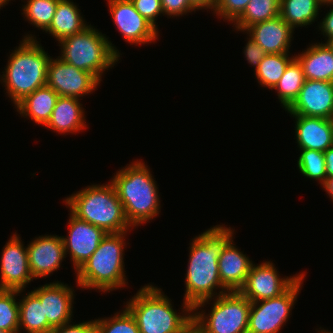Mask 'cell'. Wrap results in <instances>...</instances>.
Segmentation results:
<instances>
[{
	"mask_svg": "<svg viewBox=\"0 0 333 333\" xmlns=\"http://www.w3.org/2000/svg\"><path fill=\"white\" fill-rule=\"evenodd\" d=\"M232 229L216 225L191 240L183 300L192 308L201 301L229 292L220 281L218 258L235 238Z\"/></svg>",
	"mask_w": 333,
	"mask_h": 333,
	"instance_id": "6da1fadb",
	"label": "cell"
},
{
	"mask_svg": "<svg viewBox=\"0 0 333 333\" xmlns=\"http://www.w3.org/2000/svg\"><path fill=\"white\" fill-rule=\"evenodd\" d=\"M130 163L119 169L110 182L123 204L129 224L137 228L160 214L161 203L159 187L148 165L140 159Z\"/></svg>",
	"mask_w": 333,
	"mask_h": 333,
	"instance_id": "7a4b0ae2",
	"label": "cell"
},
{
	"mask_svg": "<svg viewBox=\"0 0 333 333\" xmlns=\"http://www.w3.org/2000/svg\"><path fill=\"white\" fill-rule=\"evenodd\" d=\"M161 288L147 284L126 302L140 333H185L193 321L192 307L183 300L182 312L174 310Z\"/></svg>",
	"mask_w": 333,
	"mask_h": 333,
	"instance_id": "3957f363",
	"label": "cell"
},
{
	"mask_svg": "<svg viewBox=\"0 0 333 333\" xmlns=\"http://www.w3.org/2000/svg\"><path fill=\"white\" fill-rule=\"evenodd\" d=\"M12 51L0 78L15 106L24 97L46 85L51 56L32 34H25L19 46Z\"/></svg>",
	"mask_w": 333,
	"mask_h": 333,
	"instance_id": "277c9868",
	"label": "cell"
},
{
	"mask_svg": "<svg viewBox=\"0 0 333 333\" xmlns=\"http://www.w3.org/2000/svg\"><path fill=\"white\" fill-rule=\"evenodd\" d=\"M63 202L78 219L102 228L107 234L130 232L133 229L110 181L105 185H88L65 197Z\"/></svg>",
	"mask_w": 333,
	"mask_h": 333,
	"instance_id": "5b68a950",
	"label": "cell"
},
{
	"mask_svg": "<svg viewBox=\"0 0 333 333\" xmlns=\"http://www.w3.org/2000/svg\"><path fill=\"white\" fill-rule=\"evenodd\" d=\"M126 235L127 232L108 233L101 240L96 251L75 272L77 287L110 293L128 285L124 269Z\"/></svg>",
	"mask_w": 333,
	"mask_h": 333,
	"instance_id": "8992f818",
	"label": "cell"
},
{
	"mask_svg": "<svg viewBox=\"0 0 333 333\" xmlns=\"http://www.w3.org/2000/svg\"><path fill=\"white\" fill-rule=\"evenodd\" d=\"M105 34L89 24L82 32L60 42L64 62L93 74L100 82L106 70L117 64L120 52Z\"/></svg>",
	"mask_w": 333,
	"mask_h": 333,
	"instance_id": "52a82bcc",
	"label": "cell"
},
{
	"mask_svg": "<svg viewBox=\"0 0 333 333\" xmlns=\"http://www.w3.org/2000/svg\"><path fill=\"white\" fill-rule=\"evenodd\" d=\"M211 300V310L206 314L204 306ZM250 305L239 291H229L196 304L192 325L199 333H247Z\"/></svg>",
	"mask_w": 333,
	"mask_h": 333,
	"instance_id": "ba28073f",
	"label": "cell"
},
{
	"mask_svg": "<svg viewBox=\"0 0 333 333\" xmlns=\"http://www.w3.org/2000/svg\"><path fill=\"white\" fill-rule=\"evenodd\" d=\"M306 273L280 296L251 302L247 333H279L291 317L290 315L301 292Z\"/></svg>",
	"mask_w": 333,
	"mask_h": 333,
	"instance_id": "9c48e42d",
	"label": "cell"
},
{
	"mask_svg": "<svg viewBox=\"0 0 333 333\" xmlns=\"http://www.w3.org/2000/svg\"><path fill=\"white\" fill-rule=\"evenodd\" d=\"M101 82L91 73L64 62L60 57L50 59L46 84L59 96L79 99L89 95Z\"/></svg>",
	"mask_w": 333,
	"mask_h": 333,
	"instance_id": "30bf717a",
	"label": "cell"
},
{
	"mask_svg": "<svg viewBox=\"0 0 333 333\" xmlns=\"http://www.w3.org/2000/svg\"><path fill=\"white\" fill-rule=\"evenodd\" d=\"M281 277L272 261L253 263L239 292L250 302L275 298L284 293L302 274Z\"/></svg>",
	"mask_w": 333,
	"mask_h": 333,
	"instance_id": "8fae6325",
	"label": "cell"
},
{
	"mask_svg": "<svg viewBox=\"0 0 333 333\" xmlns=\"http://www.w3.org/2000/svg\"><path fill=\"white\" fill-rule=\"evenodd\" d=\"M107 2L113 23L130 45L154 43L159 39V31L135 9L130 0Z\"/></svg>",
	"mask_w": 333,
	"mask_h": 333,
	"instance_id": "7c38bea8",
	"label": "cell"
},
{
	"mask_svg": "<svg viewBox=\"0 0 333 333\" xmlns=\"http://www.w3.org/2000/svg\"><path fill=\"white\" fill-rule=\"evenodd\" d=\"M0 258V289L23 290L33 281L27 247L15 232L3 247Z\"/></svg>",
	"mask_w": 333,
	"mask_h": 333,
	"instance_id": "4fadbf2b",
	"label": "cell"
},
{
	"mask_svg": "<svg viewBox=\"0 0 333 333\" xmlns=\"http://www.w3.org/2000/svg\"><path fill=\"white\" fill-rule=\"evenodd\" d=\"M68 220V235L62 236L65 255H70L76 272L96 251L107 233L86 221L78 219L71 212Z\"/></svg>",
	"mask_w": 333,
	"mask_h": 333,
	"instance_id": "5bb4252c",
	"label": "cell"
},
{
	"mask_svg": "<svg viewBox=\"0 0 333 333\" xmlns=\"http://www.w3.org/2000/svg\"><path fill=\"white\" fill-rule=\"evenodd\" d=\"M290 115L333 119V82L307 80L286 110Z\"/></svg>",
	"mask_w": 333,
	"mask_h": 333,
	"instance_id": "9a60e30c",
	"label": "cell"
},
{
	"mask_svg": "<svg viewBox=\"0 0 333 333\" xmlns=\"http://www.w3.org/2000/svg\"><path fill=\"white\" fill-rule=\"evenodd\" d=\"M43 305L44 316L52 327L72 322L74 289L63 282L54 281L31 291Z\"/></svg>",
	"mask_w": 333,
	"mask_h": 333,
	"instance_id": "2e32d148",
	"label": "cell"
},
{
	"mask_svg": "<svg viewBox=\"0 0 333 333\" xmlns=\"http://www.w3.org/2000/svg\"><path fill=\"white\" fill-rule=\"evenodd\" d=\"M27 253L30 272L35 280L53 274L67 257L62 236L59 235L35 237L27 245Z\"/></svg>",
	"mask_w": 333,
	"mask_h": 333,
	"instance_id": "e0dca14e",
	"label": "cell"
},
{
	"mask_svg": "<svg viewBox=\"0 0 333 333\" xmlns=\"http://www.w3.org/2000/svg\"><path fill=\"white\" fill-rule=\"evenodd\" d=\"M244 32L257 42L267 54L290 53L294 29L280 15L267 21L255 23Z\"/></svg>",
	"mask_w": 333,
	"mask_h": 333,
	"instance_id": "ac0fdd59",
	"label": "cell"
},
{
	"mask_svg": "<svg viewBox=\"0 0 333 333\" xmlns=\"http://www.w3.org/2000/svg\"><path fill=\"white\" fill-rule=\"evenodd\" d=\"M291 116L295 118V139L299 149L325 152L333 146V119Z\"/></svg>",
	"mask_w": 333,
	"mask_h": 333,
	"instance_id": "d6986e66",
	"label": "cell"
},
{
	"mask_svg": "<svg viewBox=\"0 0 333 333\" xmlns=\"http://www.w3.org/2000/svg\"><path fill=\"white\" fill-rule=\"evenodd\" d=\"M232 239L218 258L219 277L228 291H239L251 270L253 261L236 247Z\"/></svg>",
	"mask_w": 333,
	"mask_h": 333,
	"instance_id": "ffe728a7",
	"label": "cell"
},
{
	"mask_svg": "<svg viewBox=\"0 0 333 333\" xmlns=\"http://www.w3.org/2000/svg\"><path fill=\"white\" fill-rule=\"evenodd\" d=\"M80 99L59 96L50 120L44 126L58 134H75L86 130L85 108Z\"/></svg>",
	"mask_w": 333,
	"mask_h": 333,
	"instance_id": "44dd1931",
	"label": "cell"
},
{
	"mask_svg": "<svg viewBox=\"0 0 333 333\" xmlns=\"http://www.w3.org/2000/svg\"><path fill=\"white\" fill-rule=\"evenodd\" d=\"M295 58L303 68L305 79L333 82V53L326 43L310 44Z\"/></svg>",
	"mask_w": 333,
	"mask_h": 333,
	"instance_id": "7402d4cb",
	"label": "cell"
},
{
	"mask_svg": "<svg viewBox=\"0 0 333 333\" xmlns=\"http://www.w3.org/2000/svg\"><path fill=\"white\" fill-rule=\"evenodd\" d=\"M59 95L47 84L36 89L15 105L20 116L45 126L50 120Z\"/></svg>",
	"mask_w": 333,
	"mask_h": 333,
	"instance_id": "603a6c76",
	"label": "cell"
},
{
	"mask_svg": "<svg viewBox=\"0 0 333 333\" xmlns=\"http://www.w3.org/2000/svg\"><path fill=\"white\" fill-rule=\"evenodd\" d=\"M80 11L73 0H59L52 22L45 33H49L60 42L67 37L82 32L89 25L83 19Z\"/></svg>",
	"mask_w": 333,
	"mask_h": 333,
	"instance_id": "cb8c5ba5",
	"label": "cell"
},
{
	"mask_svg": "<svg viewBox=\"0 0 333 333\" xmlns=\"http://www.w3.org/2000/svg\"><path fill=\"white\" fill-rule=\"evenodd\" d=\"M19 301V333H49L53 328L44 316L43 305L30 291Z\"/></svg>",
	"mask_w": 333,
	"mask_h": 333,
	"instance_id": "d4e9b609",
	"label": "cell"
},
{
	"mask_svg": "<svg viewBox=\"0 0 333 333\" xmlns=\"http://www.w3.org/2000/svg\"><path fill=\"white\" fill-rule=\"evenodd\" d=\"M322 6L320 0H280L279 15L295 30L297 27H306L317 21Z\"/></svg>",
	"mask_w": 333,
	"mask_h": 333,
	"instance_id": "484cf974",
	"label": "cell"
},
{
	"mask_svg": "<svg viewBox=\"0 0 333 333\" xmlns=\"http://www.w3.org/2000/svg\"><path fill=\"white\" fill-rule=\"evenodd\" d=\"M303 68L296 58L286 67L279 82L273 87L277 91L278 100L286 111L297 99L304 84Z\"/></svg>",
	"mask_w": 333,
	"mask_h": 333,
	"instance_id": "4316f807",
	"label": "cell"
},
{
	"mask_svg": "<svg viewBox=\"0 0 333 333\" xmlns=\"http://www.w3.org/2000/svg\"><path fill=\"white\" fill-rule=\"evenodd\" d=\"M280 14V0H250L244 12L232 23L244 32L251 25L275 18Z\"/></svg>",
	"mask_w": 333,
	"mask_h": 333,
	"instance_id": "83f0119b",
	"label": "cell"
},
{
	"mask_svg": "<svg viewBox=\"0 0 333 333\" xmlns=\"http://www.w3.org/2000/svg\"><path fill=\"white\" fill-rule=\"evenodd\" d=\"M290 53L267 54L255 71V78L262 87L273 89L279 82L288 64L295 58Z\"/></svg>",
	"mask_w": 333,
	"mask_h": 333,
	"instance_id": "f1b7e54d",
	"label": "cell"
},
{
	"mask_svg": "<svg viewBox=\"0 0 333 333\" xmlns=\"http://www.w3.org/2000/svg\"><path fill=\"white\" fill-rule=\"evenodd\" d=\"M59 0H26L22 5L24 19L43 32L50 26Z\"/></svg>",
	"mask_w": 333,
	"mask_h": 333,
	"instance_id": "f546056e",
	"label": "cell"
},
{
	"mask_svg": "<svg viewBox=\"0 0 333 333\" xmlns=\"http://www.w3.org/2000/svg\"><path fill=\"white\" fill-rule=\"evenodd\" d=\"M23 290L0 289V330L19 333V302Z\"/></svg>",
	"mask_w": 333,
	"mask_h": 333,
	"instance_id": "4dcf8cb0",
	"label": "cell"
},
{
	"mask_svg": "<svg viewBox=\"0 0 333 333\" xmlns=\"http://www.w3.org/2000/svg\"><path fill=\"white\" fill-rule=\"evenodd\" d=\"M300 156L297 160V167L305 178L318 181L322 184L326 179V163L324 152L318 150L299 149Z\"/></svg>",
	"mask_w": 333,
	"mask_h": 333,
	"instance_id": "1f68e13d",
	"label": "cell"
},
{
	"mask_svg": "<svg viewBox=\"0 0 333 333\" xmlns=\"http://www.w3.org/2000/svg\"><path fill=\"white\" fill-rule=\"evenodd\" d=\"M96 333H140L131 313L124 307L112 317L95 319Z\"/></svg>",
	"mask_w": 333,
	"mask_h": 333,
	"instance_id": "d6a6232c",
	"label": "cell"
},
{
	"mask_svg": "<svg viewBox=\"0 0 333 333\" xmlns=\"http://www.w3.org/2000/svg\"><path fill=\"white\" fill-rule=\"evenodd\" d=\"M250 0H217L213 14L231 24L244 12Z\"/></svg>",
	"mask_w": 333,
	"mask_h": 333,
	"instance_id": "836d02e7",
	"label": "cell"
},
{
	"mask_svg": "<svg viewBox=\"0 0 333 333\" xmlns=\"http://www.w3.org/2000/svg\"><path fill=\"white\" fill-rule=\"evenodd\" d=\"M135 9L149 21L157 30L156 25L158 16H164V12L161 5V0H130Z\"/></svg>",
	"mask_w": 333,
	"mask_h": 333,
	"instance_id": "e575fe53",
	"label": "cell"
},
{
	"mask_svg": "<svg viewBox=\"0 0 333 333\" xmlns=\"http://www.w3.org/2000/svg\"><path fill=\"white\" fill-rule=\"evenodd\" d=\"M161 5L164 15H167V18H171V16L172 18H177L197 11L189 0H161Z\"/></svg>",
	"mask_w": 333,
	"mask_h": 333,
	"instance_id": "d590c367",
	"label": "cell"
},
{
	"mask_svg": "<svg viewBox=\"0 0 333 333\" xmlns=\"http://www.w3.org/2000/svg\"><path fill=\"white\" fill-rule=\"evenodd\" d=\"M248 40L244 47V56L250 65H252L256 71L262 59L267 55L263 48L255 42L251 37H247Z\"/></svg>",
	"mask_w": 333,
	"mask_h": 333,
	"instance_id": "8d00e7d4",
	"label": "cell"
},
{
	"mask_svg": "<svg viewBox=\"0 0 333 333\" xmlns=\"http://www.w3.org/2000/svg\"><path fill=\"white\" fill-rule=\"evenodd\" d=\"M70 323L55 327L49 333H96L95 319L76 324Z\"/></svg>",
	"mask_w": 333,
	"mask_h": 333,
	"instance_id": "74e56055",
	"label": "cell"
},
{
	"mask_svg": "<svg viewBox=\"0 0 333 333\" xmlns=\"http://www.w3.org/2000/svg\"><path fill=\"white\" fill-rule=\"evenodd\" d=\"M330 7L328 13L325 14V17L321 19L318 24L319 30L322 32L323 36H325V43L333 42V2L324 3L323 6ZM332 7V8H331Z\"/></svg>",
	"mask_w": 333,
	"mask_h": 333,
	"instance_id": "f35d334b",
	"label": "cell"
},
{
	"mask_svg": "<svg viewBox=\"0 0 333 333\" xmlns=\"http://www.w3.org/2000/svg\"><path fill=\"white\" fill-rule=\"evenodd\" d=\"M326 163V177L333 176V146L324 152Z\"/></svg>",
	"mask_w": 333,
	"mask_h": 333,
	"instance_id": "ab89813d",
	"label": "cell"
},
{
	"mask_svg": "<svg viewBox=\"0 0 333 333\" xmlns=\"http://www.w3.org/2000/svg\"><path fill=\"white\" fill-rule=\"evenodd\" d=\"M189 1L197 10L210 9L211 11H213L216 3L214 0H189Z\"/></svg>",
	"mask_w": 333,
	"mask_h": 333,
	"instance_id": "60d3db41",
	"label": "cell"
},
{
	"mask_svg": "<svg viewBox=\"0 0 333 333\" xmlns=\"http://www.w3.org/2000/svg\"><path fill=\"white\" fill-rule=\"evenodd\" d=\"M322 189L329 195L331 200L333 201V176L326 177L324 182L320 185Z\"/></svg>",
	"mask_w": 333,
	"mask_h": 333,
	"instance_id": "b9f144b4",
	"label": "cell"
},
{
	"mask_svg": "<svg viewBox=\"0 0 333 333\" xmlns=\"http://www.w3.org/2000/svg\"><path fill=\"white\" fill-rule=\"evenodd\" d=\"M185 333H199L192 325Z\"/></svg>",
	"mask_w": 333,
	"mask_h": 333,
	"instance_id": "7bdbcfd3",
	"label": "cell"
},
{
	"mask_svg": "<svg viewBox=\"0 0 333 333\" xmlns=\"http://www.w3.org/2000/svg\"><path fill=\"white\" fill-rule=\"evenodd\" d=\"M9 1H11V0H0V9H1V7H5V5H7L9 3Z\"/></svg>",
	"mask_w": 333,
	"mask_h": 333,
	"instance_id": "ee69618b",
	"label": "cell"
},
{
	"mask_svg": "<svg viewBox=\"0 0 333 333\" xmlns=\"http://www.w3.org/2000/svg\"><path fill=\"white\" fill-rule=\"evenodd\" d=\"M318 331V333H333L332 331H328V330H324V328L323 329H321V330H319V329H317Z\"/></svg>",
	"mask_w": 333,
	"mask_h": 333,
	"instance_id": "f6af8a7d",
	"label": "cell"
},
{
	"mask_svg": "<svg viewBox=\"0 0 333 333\" xmlns=\"http://www.w3.org/2000/svg\"><path fill=\"white\" fill-rule=\"evenodd\" d=\"M326 44L331 48L332 53H333V42H328V43H326Z\"/></svg>",
	"mask_w": 333,
	"mask_h": 333,
	"instance_id": "bcb514c9",
	"label": "cell"
},
{
	"mask_svg": "<svg viewBox=\"0 0 333 333\" xmlns=\"http://www.w3.org/2000/svg\"><path fill=\"white\" fill-rule=\"evenodd\" d=\"M323 4L327 2H333V0H320Z\"/></svg>",
	"mask_w": 333,
	"mask_h": 333,
	"instance_id": "7dc6e473",
	"label": "cell"
},
{
	"mask_svg": "<svg viewBox=\"0 0 333 333\" xmlns=\"http://www.w3.org/2000/svg\"><path fill=\"white\" fill-rule=\"evenodd\" d=\"M0 333H12V332L0 330Z\"/></svg>",
	"mask_w": 333,
	"mask_h": 333,
	"instance_id": "c3c4849f",
	"label": "cell"
}]
</instances>
